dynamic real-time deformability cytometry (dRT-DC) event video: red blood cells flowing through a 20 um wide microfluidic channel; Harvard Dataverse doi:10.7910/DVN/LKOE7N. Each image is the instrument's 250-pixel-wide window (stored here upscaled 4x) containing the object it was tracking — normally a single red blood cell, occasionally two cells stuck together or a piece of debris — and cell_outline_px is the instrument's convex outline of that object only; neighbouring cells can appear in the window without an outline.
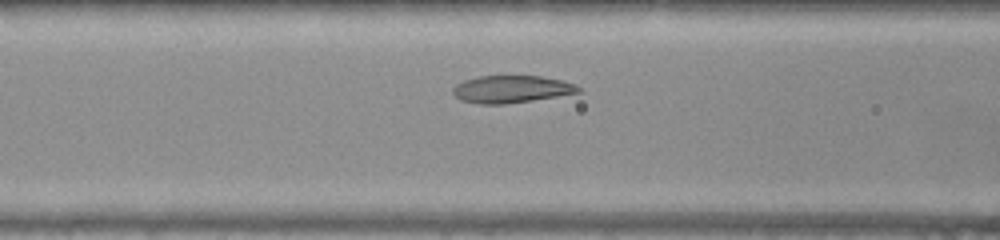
{"species": "common noctule bat (a hibernating species)", "species_latin": "Nyctalus noctula", "temperature_condition": "warm", "stored_images_in_passage": 35, "camera_frame_rate_fps": 3000, "um_per_image_px": 0.085, "animal": {"sex": "female", "body_mass_g": 22.0, "forearm_length_mm": 56.7}, "frame": {"image": 1, "passage_image": 11, "time_ms": 3.333, "image_size_px": [1000, 240], "cell_outline_px": [[580, 92], [532, 100], [504, 104], [480, 104], [460, 100], [452, 92], [452, 88], [456, 84], [464, 80], [476, 76], [540, 76], [564, 80], [576, 84], [580, 88]], "centroid_in_image_um": [43.45, 7.57], "position_along_channel_um": 123.2, "area_um2": 20.0}}
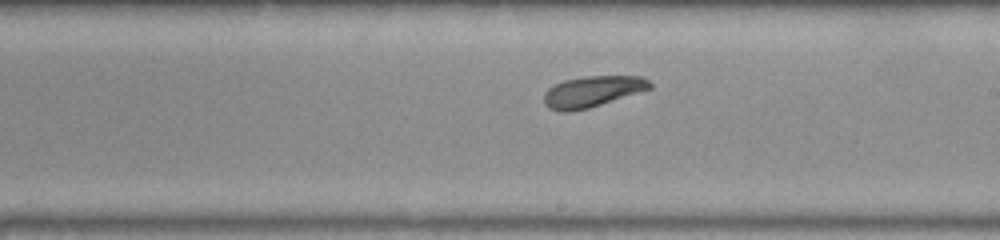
{"frame": {"image": 2, "passage_image": 20, "time_ms": 6.333, "image_size_px": [1000, 240], "cell_outline_px": [[652, 88], [588, 108], [568, 112], [560, 112], [548, 108], [544, 104], [544, 92], [548, 88], [564, 80], [584, 76], [640, 76], [648, 80], [652, 84]], "centroid_in_image_um": [50.32, 7.78], "position_along_channel_um": 238.7, "area_um2": 19.07}}
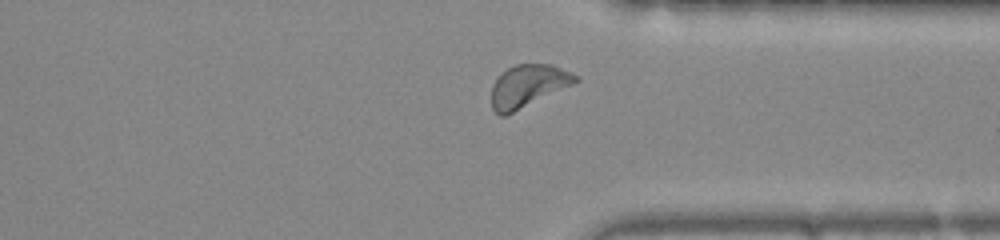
{"frame": {"image": 3, "passage_image": 30, "time_ms": 9.667, "image_size_px": [1000, 240], "cell_outline_px": [[580, 80], [576, 84], [504, 116], [500, 116], [492, 108], [492, 84], [508, 68], [516, 64], [552, 64], [580, 76]], "centroid_in_image_um": [44.94, 7.3], "position_along_channel_um": 366.5, "area_um2": 20.81}, "authors_computed_cell_mechanics": {"area_um2": 20.3456, "velocity_mm_per_s": 3.8722, "shape_relaxation_time_tau1_ms": 1.9864, "shape_relaxation_time_tau2_ms": 3.7031, "deformation_change_tau1": 0.1346, "deformation_change_tau2": 0.1067}}